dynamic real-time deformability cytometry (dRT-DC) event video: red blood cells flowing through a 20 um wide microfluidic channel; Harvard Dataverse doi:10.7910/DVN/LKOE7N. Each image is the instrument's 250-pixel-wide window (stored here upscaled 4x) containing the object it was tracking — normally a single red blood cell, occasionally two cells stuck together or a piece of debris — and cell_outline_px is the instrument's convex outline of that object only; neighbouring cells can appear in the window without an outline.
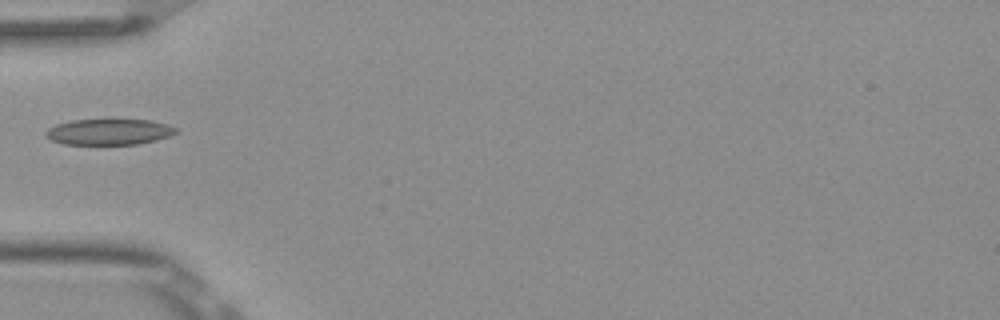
{"species": "Egyptian fruit bat (a non-hibernating species)", "species_latin": "Rousettus aegyptiacus", "temperature_condition": "room temperature", "stored_images_in_passage": 3, "camera_frame_rate_fps": 3000, "um_per_image_px": 0.085, "frame": {"image": 1, "passage_image": 1, "time_ms": 0.0, "image_size_px": [1000, 320], "cell_outline_px": [[180, 128], [176, 132], [168, 136], [156, 140], [136, 144], [64, 144], [52, 140], [44, 136], [44, 132], [48, 128], [56, 124], [72, 120], [108, 116], [112, 116], [152, 120], [168, 124]], "centroid_in_image_um": [9.28, 11.14], "position_along_channel_um": 75.7, "area_um2": 20.87}}
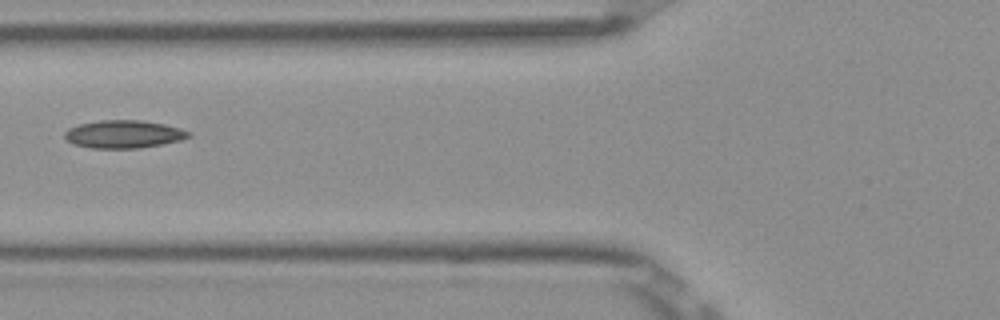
{"frame": {"image": 2, "passage_image": 2, "time_ms": 0.333, "image_size_px": [1000, 320], "cell_outline_px": [[192, 136], [180, 140], [140, 148], [92, 148], [72, 144], [64, 136], [64, 132], [68, 128], [80, 124], [100, 120], [140, 120], [164, 124], [180, 128], [192, 132]], "centroid_in_image_um": [10.52, 11.4], "position_along_channel_um": 115.3, "area_um2": 20.11}}
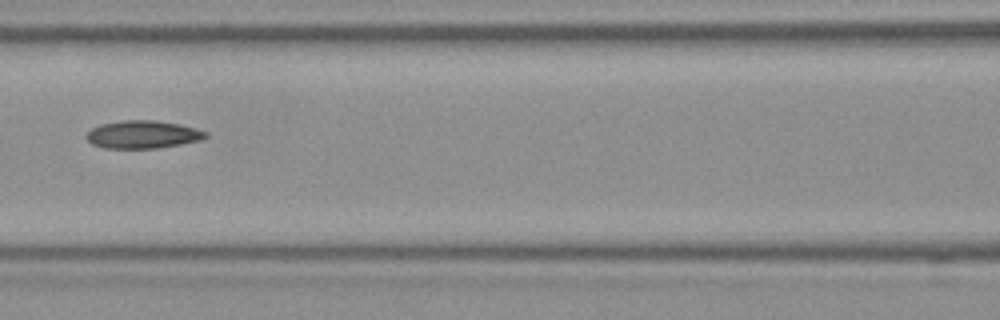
{"frame": {"image": 3, "passage_image": 3, "time_ms": 0.667, "image_size_px": [1000, 320], "cell_outline_px": [[208, 136], [200, 140], [180, 144], [156, 148], [104, 148], [92, 144], [84, 136], [92, 128], [100, 124], [120, 120], [156, 120], [180, 124], [196, 128], [208, 132]], "centroid_in_image_um": [12.13, 11.42], "position_along_channel_um": 154.5, "area_um2": 19.42}}